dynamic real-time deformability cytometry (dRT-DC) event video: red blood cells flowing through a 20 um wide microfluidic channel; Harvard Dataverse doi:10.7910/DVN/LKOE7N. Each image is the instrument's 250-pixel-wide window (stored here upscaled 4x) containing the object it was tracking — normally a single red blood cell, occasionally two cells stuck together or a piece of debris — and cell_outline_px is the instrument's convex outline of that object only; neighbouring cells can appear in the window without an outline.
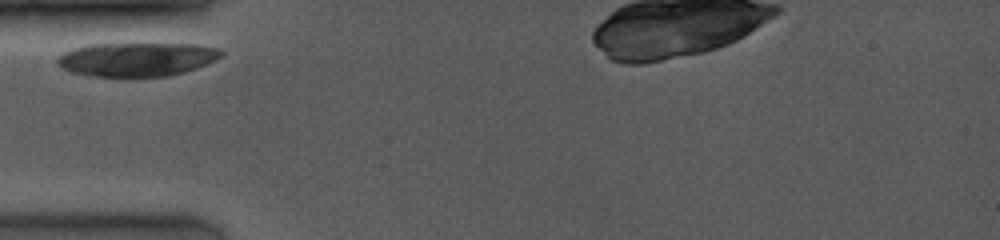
{"species": "common noctule bat (a hibernating species)", "species_latin": "Nyctalus noctula", "temperature_condition": "room temperature", "stored_images_in_passage": 6, "camera_frame_rate_fps": 4000, "um_per_image_px": 0.085, "animal": {"sex": "female", "body_mass_g": 19.0, "forearm_length_mm": 53.3}, "frame": {"image": 1, "passage_image": 1, "time_ms": 0.0, "image_size_px": [1000, 240], "cell_outline_px": [[224, 52], [220, 56], [196, 68], [184, 72], [168, 76], [128, 80], [124, 80], [88, 76], [68, 72], [60, 68], [56, 64], [56, 60], [64, 52], [72, 48], [88, 44], [196, 44], [216, 48]], "centroid_in_image_um": [11.5, 5.1], "position_along_channel_um": 73.5, "area_um2": 33.41}}
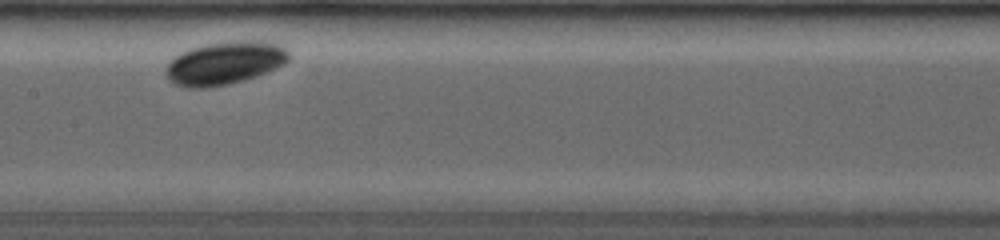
{"frame": {"image": 2, "passage_image": 4, "time_ms": 3.25, "image_size_px": [1000, 240], "cell_outline_px": [[288, 60], [284, 64], [256, 76], [244, 80], [228, 84], [208, 88], [188, 88], [176, 84], [168, 80], [168, 64], [180, 52], [192, 48], [208, 44], [236, 40], [260, 40], [280, 44], [288, 52]], "centroid_in_image_um": [19.13, 5.35], "position_along_channel_um": 188.3, "area_um2": 30.58}}